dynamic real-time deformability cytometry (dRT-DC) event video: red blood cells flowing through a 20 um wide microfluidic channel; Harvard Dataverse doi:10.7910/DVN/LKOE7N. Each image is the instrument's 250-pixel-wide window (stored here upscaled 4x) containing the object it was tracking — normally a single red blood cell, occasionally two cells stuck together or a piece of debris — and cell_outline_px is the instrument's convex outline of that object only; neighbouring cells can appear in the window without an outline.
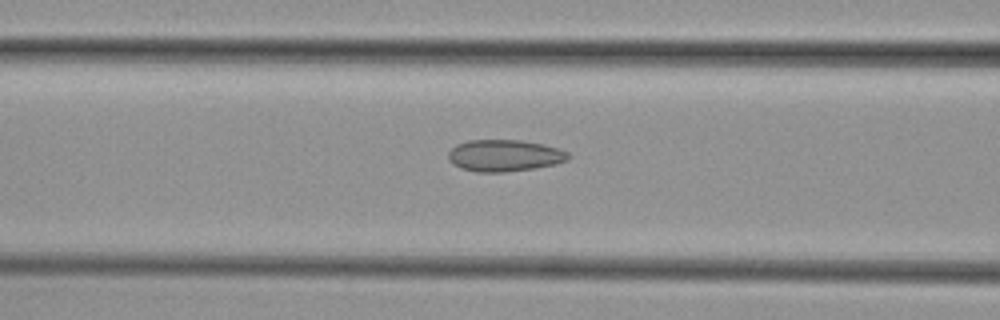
{"species": "common noctule bat (a hibernating species)", "species_latin": "Nyctalus noctula", "temperature_condition": "cold", "stored_images_in_passage": 31, "camera_frame_rate_fps": 3000, "um_per_image_px": 0.085, "animal": {"sex": "female", "body_mass_g": 29.2, "forearm_length_mm": 56.3}, "frame": {"image": 1, "passage_image": 11, "time_ms": 3.333, "image_size_px": [1000, 320], "cell_outline_px": [[572, 156], [568, 160], [556, 164], [536, 168], [504, 172], [476, 172], [460, 168], [452, 164], [448, 160], [448, 152], [456, 144], [468, 140], [520, 140], [540, 144], [556, 148], [568, 152]], "centroid_in_image_um": [42.85, 13.23], "position_along_channel_um": 123.7, "area_um2": 22.31}}
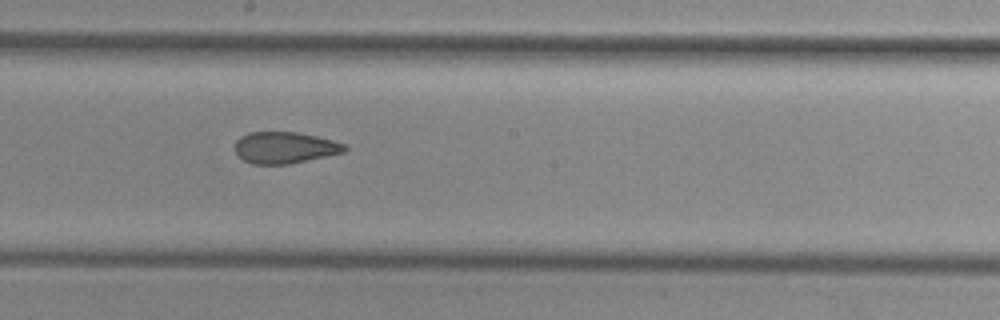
{"frame": {"image": 2, "passage_image": 19, "time_ms": 6.0, "image_size_px": [1000, 320], "cell_outline_px": [[348, 148], [344, 152], [288, 164], [252, 164], [244, 160], [236, 152], [236, 140], [240, 136], [248, 132], [296, 132], [316, 136], [332, 140], [344, 144]], "centroid_in_image_um": [24.19, 12.54], "position_along_channel_um": 224.0, "area_um2": 19.94}}
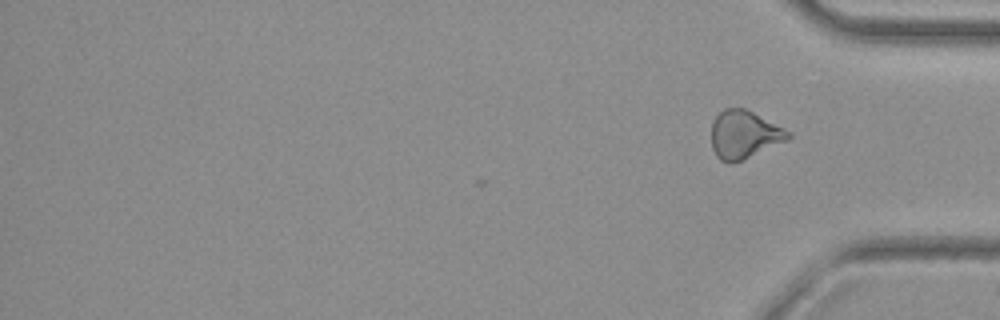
{"frame": {"image": 3, "passage_image": 31, "time_ms": 10.0, "image_size_px": [1000, 320], "cell_outline_px": [[792, 136], [788, 140], [732, 164], [728, 164], [720, 160], [716, 156], [712, 148], [712, 124], [716, 116], [724, 108], [744, 108], [792, 132]], "centroid_in_image_um": [63.25, 11.45], "position_along_channel_um": 372.0, "area_um2": 21.39}, "authors_computed_cell_mechanics": {"area_um2": 21.3282, "velocity_mm_per_s": 3.7609, "shape_relaxation_time_tau1_ms": null, "shape_relaxation_time_tau2_ms": 2.238, "deformation_change_tau1": null, "deformation_change_tau2": 0.0917}}